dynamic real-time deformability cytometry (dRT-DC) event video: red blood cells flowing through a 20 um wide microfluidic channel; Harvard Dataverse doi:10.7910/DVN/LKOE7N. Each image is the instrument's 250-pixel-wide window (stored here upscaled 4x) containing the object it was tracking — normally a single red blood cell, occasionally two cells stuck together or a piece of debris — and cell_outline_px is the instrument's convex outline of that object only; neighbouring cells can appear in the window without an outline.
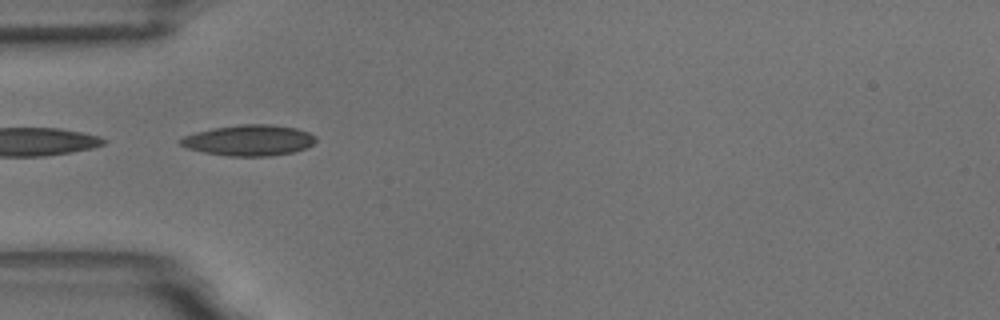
{"species": "common noctule bat (a hibernating species)", "species_latin": "Nyctalus noctula", "temperature_condition": "room temperature", "stored_images_in_passage": 41, "camera_frame_rate_fps": 3000, "um_per_image_px": 0.085, "animal": {"sex": "male", "body_mass_g": 18.8}, "frame": {"image": 1, "passage_image": 1, "time_ms": 0.0, "image_size_px": [1000, 320], "cell_outline_px": [[316, 140], [312, 144], [304, 148], [292, 152], [268, 156], [228, 156], [204, 152], [188, 148], [180, 144], [180, 140], [184, 136], [196, 132], [212, 128], [240, 124], [272, 124], [296, 128], [308, 132], [316, 136]], "centroid_in_image_um": [21.17, 11.91], "position_along_channel_um": 63.8, "area_um2": 24.16}, "authors_computed_cell_mechanics": {"area_um2": 21.386, "velocity_mm_per_s": 3.4924, "shape_relaxation_time_tau1_ms": 6.5862, "shape_relaxation_time_tau2_ms": 2.8836, "deformation_change_tau1": 0.1533, "deformation_change_tau2": 0.1015}}